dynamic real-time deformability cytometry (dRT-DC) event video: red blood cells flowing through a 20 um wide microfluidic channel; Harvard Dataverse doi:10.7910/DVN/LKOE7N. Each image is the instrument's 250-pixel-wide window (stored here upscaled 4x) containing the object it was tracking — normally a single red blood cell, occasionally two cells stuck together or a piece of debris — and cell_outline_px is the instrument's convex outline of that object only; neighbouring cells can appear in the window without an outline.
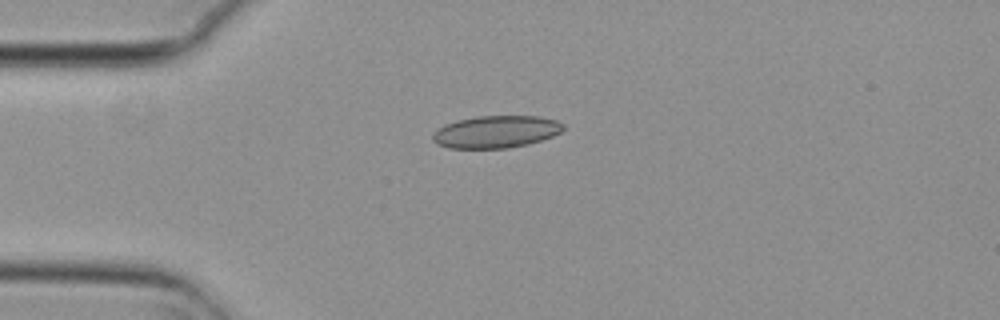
{"species": "common noctule bat (a hibernating species)", "species_latin": "Nyctalus noctula", "temperature_condition": "cold", "stored_images_in_passage": 5, "camera_frame_rate_fps": 3000, "um_per_image_px": 0.085, "animal": {"sex": "female", "body_mass_g": 29.2, "forearm_length_mm": 56.3}, "frame": {"image": 1, "passage_image": 4, "time_ms": 1.0, "image_size_px": [1000, 320], "cell_outline_px": [[564, 128], [560, 132], [552, 136], [528, 144], [508, 148], [448, 148], [436, 144], [432, 140], [432, 132], [444, 124], [456, 120], [476, 116], [540, 116], [556, 120], [564, 124]], "centroid_in_image_um": [42.12, 11.2], "position_along_channel_um": 42.9, "area_um2": 24.74}}